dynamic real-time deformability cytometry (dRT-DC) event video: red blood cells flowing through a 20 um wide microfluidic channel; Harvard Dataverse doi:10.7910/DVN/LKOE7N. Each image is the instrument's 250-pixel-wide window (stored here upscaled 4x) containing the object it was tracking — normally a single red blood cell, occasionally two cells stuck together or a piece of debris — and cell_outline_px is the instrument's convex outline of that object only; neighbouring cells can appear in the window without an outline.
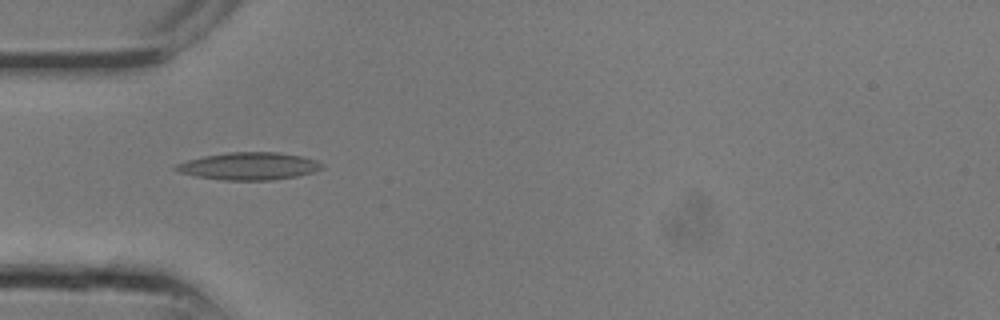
{"species": "common noctule bat (a hibernating species)", "species_latin": "Nyctalus noctula", "temperature_condition": "room temperature", "stored_images_in_passage": 14, "camera_frame_rate_fps": 3000, "um_per_image_px": 0.085, "animal": {"sex": "male", "body_mass_g": 13.3}, "frame": {"image": 1, "passage_image": 8, "time_ms": 2.333, "image_size_px": [1000, 320], "cell_outline_px": [[324, 168], [312, 172], [296, 176], [272, 180], [220, 180], [196, 176], [180, 172], [172, 168], [176, 164], [188, 160], [204, 156], [228, 152], [280, 152], [304, 156], [316, 160], [324, 164]], "centroid_in_image_um": [21.19, 14.11], "position_along_channel_um": 63.8, "area_um2": 23.47}}
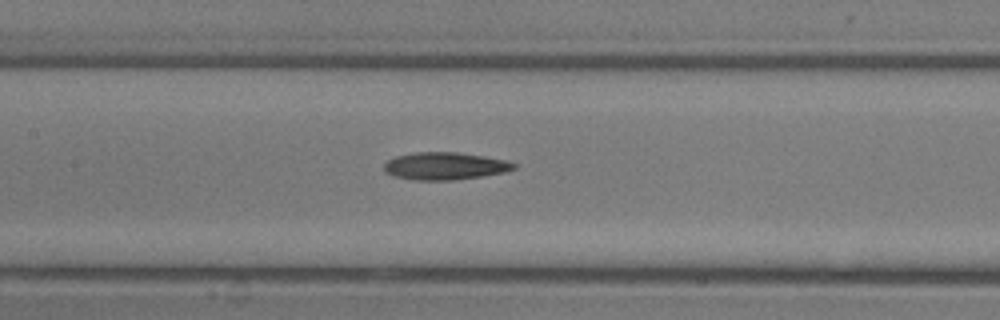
{"frame": {"image": 2, "passage_image": 12, "time_ms": 3.667, "image_size_px": [1000, 320], "cell_outline_px": [[516, 168], [504, 172], [456, 180], [412, 180], [392, 176], [384, 172], [384, 164], [388, 160], [396, 156], [416, 152], [456, 152], [484, 156], [504, 160], [516, 164]], "centroid_in_image_um": [37.77, 14.12], "position_along_channel_um": 169.6, "area_um2": 20.75}}
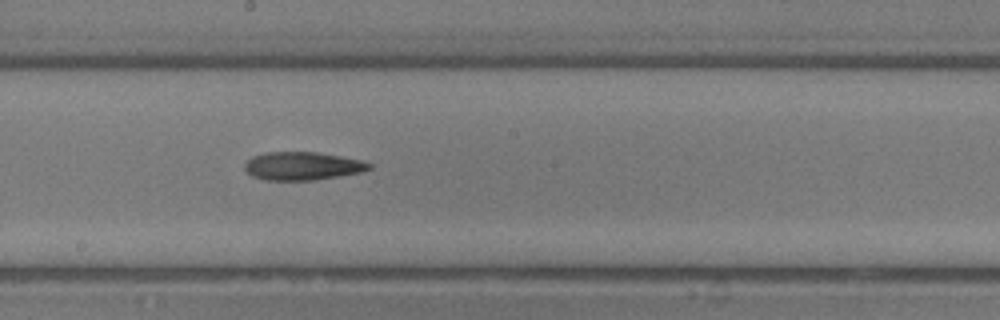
{"frame": {"image": 3, "passage_image": 14, "time_ms": 4.333, "image_size_px": [1000, 320], "cell_outline_px": [[372, 168], [360, 172], [340, 176], [316, 180], [264, 180], [252, 176], [244, 168], [244, 164], [252, 156], [268, 152], [316, 152], [340, 156], [360, 160], [372, 164]], "centroid_in_image_um": [25.7, 14.11], "position_along_channel_um": 222.5, "area_um2": 20.4}}